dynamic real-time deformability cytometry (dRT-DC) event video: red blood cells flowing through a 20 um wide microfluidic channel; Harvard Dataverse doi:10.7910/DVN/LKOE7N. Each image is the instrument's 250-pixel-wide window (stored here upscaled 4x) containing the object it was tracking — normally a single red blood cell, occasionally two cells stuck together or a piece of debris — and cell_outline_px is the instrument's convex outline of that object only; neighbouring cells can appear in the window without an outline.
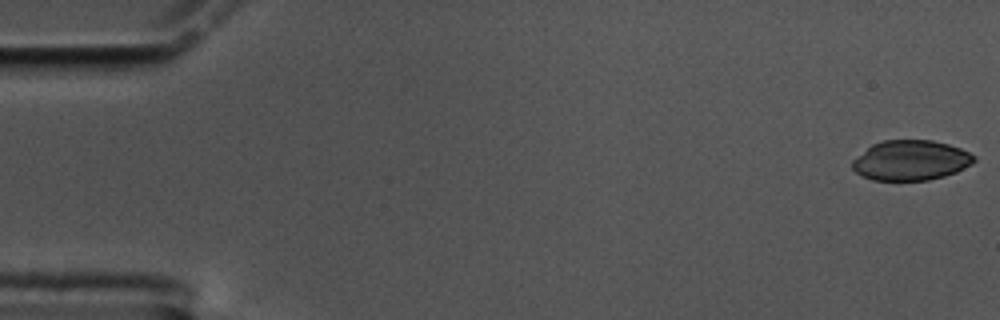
{"species": "common noctule bat (a hibernating species)", "species_latin": "Nyctalus noctula", "temperature_condition": "cold", "stored_images_in_passage": 58, "camera_frame_rate_fps": 3000, "um_per_image_px": 0.085, "animal": {"sex": "male", "body_mass_g": 17.5, "forearm_length_mm": 52.3}, "frame": {"image": 1, "passage_image": 1, "time_ms": 0.0, "image_size_px": [1000, 320], "cell_outline_px": [[976, 160], [972, 164], [956, 172], [944, 176], [928, 180], [872, 180], [856, 172], [852, 168], [852, 160], [872, 144], [884, 140], [932, 140], [948, 144], [960, 148], [976, 156]], "centroid_in_image_um": [77.43, 13.62], "position_along_channel_um": 7.6, "area_um2": 28.38}}
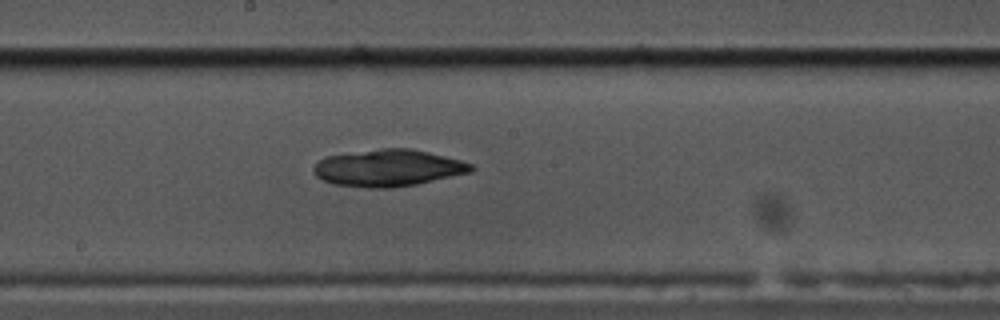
{"frame": {"image": 2, "passage_image": 31, "time_ms": 10.0, "image_size_px": [1000, 320], "cell_outline_px": [[476, 168], [472, 172], [416, 184], [388, 188], [372, 188], [332, 184], [316, 176], [312, 168], [324, 156], [384, 148], [412, 148], [460, 160], [472, 164]], "centroid_in_image_um": [33.0, 14.27], "position_along_channel_um": 215.2, "area_um2": 33.7}}
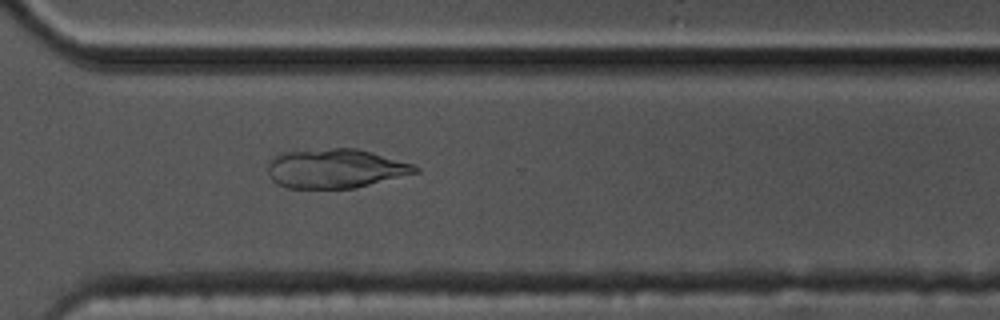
{"frame": {"image": 3, "passage_image": 42, "time_ms": 13.667, "image_size_px": [1000, 320], "cell_outline_px": [[420, 172], [356, 188], [288, 188], [276, 184], [272, 180], [268, 172], [268, 164], [276, 156], [284, 152], [332, 148], [356, 148], [372, 152], [412, 164], [420, 168]], "centroid_in_image_um": [28.53, 14.33], "position_along_channel_um": 342.1, "area_um2": 33.64}}